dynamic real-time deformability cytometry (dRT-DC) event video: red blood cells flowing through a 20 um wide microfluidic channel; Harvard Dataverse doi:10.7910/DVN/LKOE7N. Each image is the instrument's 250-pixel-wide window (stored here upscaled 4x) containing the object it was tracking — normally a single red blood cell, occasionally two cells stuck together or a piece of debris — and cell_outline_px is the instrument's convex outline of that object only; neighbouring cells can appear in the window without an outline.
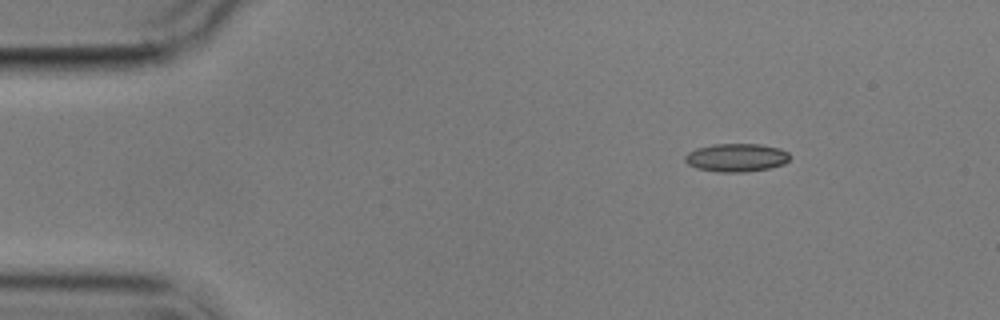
{"species": "common noctule bat (a hibernating species)", "species_latin": "Nyctalus noctula", "temperature_condition": "cold", "stored_images_in_passage": 3, "camera_frame_rate_fps": 3000, "um_per_image_px": 0.085, "animal": {"sex": "male", "body_mass_g": 17.9}, "frame": {"image": 1, "passage_image": 1, "time_ms": 0.0, "image_size_px": [1000, 320], "cell_outline_px": [[788, 160], [784, 164], [768, 168], [744, 172], [716, 172], [696, 168], [688, 164], [684, 160], [684, 156], [688, 152], [696, 148], [712, 144], [760, 144], [780, 148], [788, 152]], "centroid_in_image_um": [62.55, 13.39], "position_along_channel_um": 22.4, "area_um2": 17.28}}